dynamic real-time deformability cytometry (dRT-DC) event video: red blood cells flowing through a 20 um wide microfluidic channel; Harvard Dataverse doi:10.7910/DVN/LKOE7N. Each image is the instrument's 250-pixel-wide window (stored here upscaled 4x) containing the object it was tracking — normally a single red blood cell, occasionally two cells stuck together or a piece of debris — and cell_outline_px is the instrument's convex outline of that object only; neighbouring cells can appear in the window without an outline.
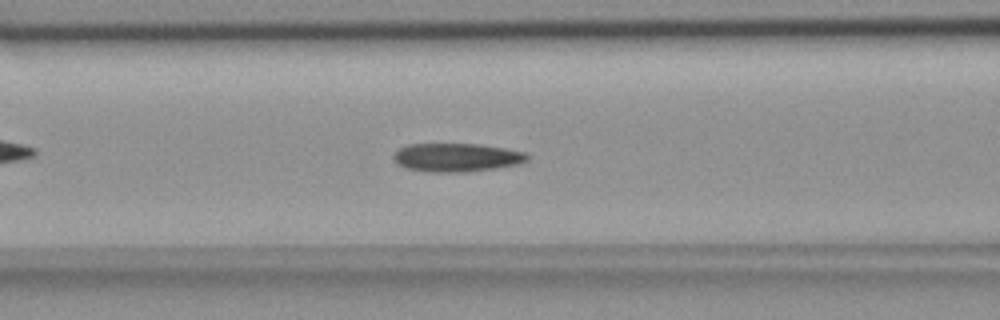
{"species": "common noctule bat (a hibernating species)", "species_latin": "Nyctalus noctula", "temperature_condition": "room temperature", "stored_images_in_passage": 55, "camera_frame_rate_fps": 3000, "um_per_image_px": 0.085, "animal": {"sex": "female", "body_mass_g": 18.4}, "frame": {"image": 1, "passage_image": 22, "time_ms": 7.0, "image_size_px": [1000, 320], "cell_outline_px": [[528, 160], [520, 164], [496, 168], [468, 172], [432, 172], [408, 168], [396, 164], [392, 156], [400, 148], [408, 144], [480, 144], [504, 148], [524, 152], [528, 156]], "centroid_in_image_um": [38.82, 13.38], "position_along_channel_um": 127.8, "area_um2": 22.2}}
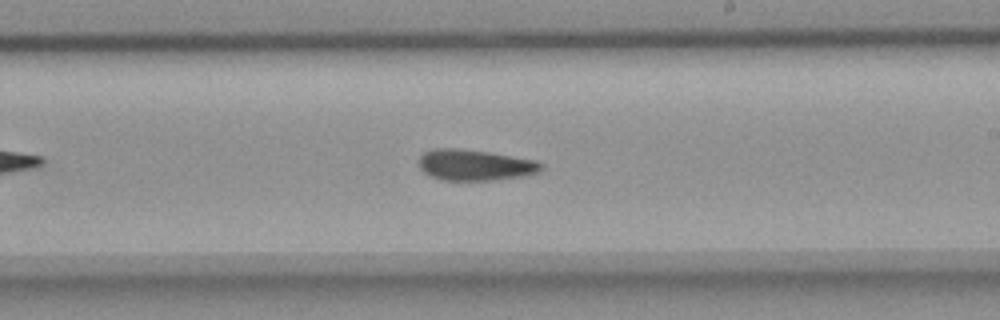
{"frame": {"image": 2, "passage_image": 32, "time_ms": 10.333, "image_size_px": [1000, 320], "cell_outline_px": [[544, 168], [540, 172], [524, 176], [492, 180], [440, 180], [424, 172], [420, 168], [420, 156], [424, 152], [432, 148], [456, 148], [488, 152], [536, 160], [544, 164]], "centroid_in_image_um": [40.4, 14.02], "position_along_channel_um": 248.6, "area_um2": 22.14}}
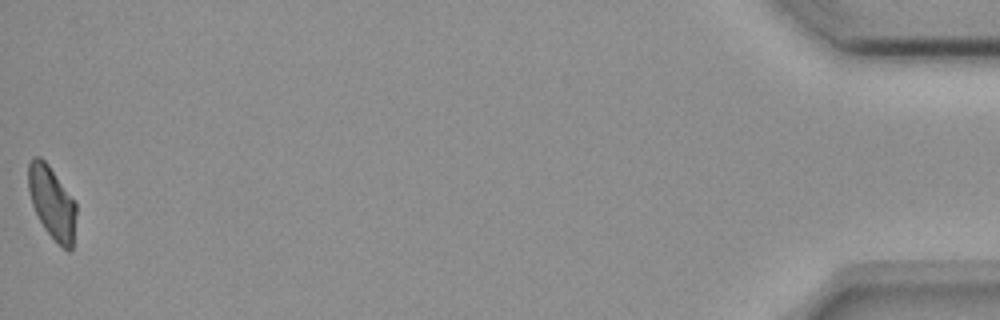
{"frame": {"image": 3, "passage_image": 55, "time_ms": 18.0, "image_size_px": [1000, 320], "cell_outline_px": [[76, 212], [72, 248], [68, 252], [44, 228], [32, 204], [28, 188], [28, 164], [32, 156], [40, 156], [48, 164], [76, 204]], "centroid_in_image_um": [4.4, 17.18], "position_along_channel_um": 430.8, "area_um2": 19.77}}